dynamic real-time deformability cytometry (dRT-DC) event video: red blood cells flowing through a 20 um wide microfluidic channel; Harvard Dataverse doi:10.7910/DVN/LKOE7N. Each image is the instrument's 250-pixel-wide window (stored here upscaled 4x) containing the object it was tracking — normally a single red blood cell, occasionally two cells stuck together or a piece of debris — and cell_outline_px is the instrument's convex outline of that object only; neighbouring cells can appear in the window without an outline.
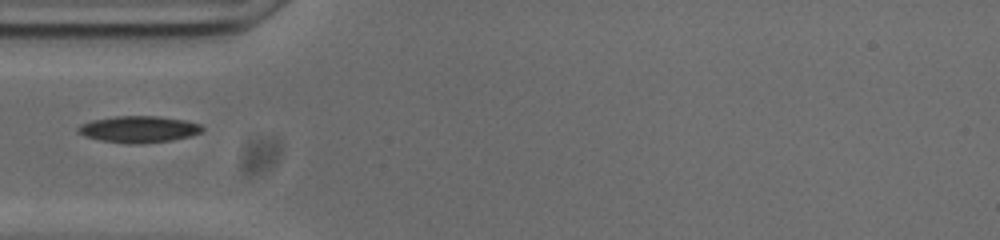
{"species": "common noctule bat (a hibernating species)", "species_latin": "Nyctalus noctula", "temperature_condition": "cold", "stored_images_in_passage": 38, "camera_frame_rate_fps": 3000, "um_per_image_px": 0.085, "animal": {"sex": "male", "body_mass_g": 20.0, "forearm_length_mm": 53.3}, "frame": {"image": 1, "passage_image": 1, "time_ms": 0.0, "image_size_px": [1000, 240], "cell_outline_px": [[204, 128], [200, 132], [188, 136], [172, 140], [136, 144], [100, 140], [76, 132], [76, 128], [80, 124], [92, 120], [116, 116], [160, 116], [184, 120], [200, 124]], "centroid_in_image_um": [11.77, 10.97], "position_along_channel_um": 73.2, "area_um2": 19.02}}
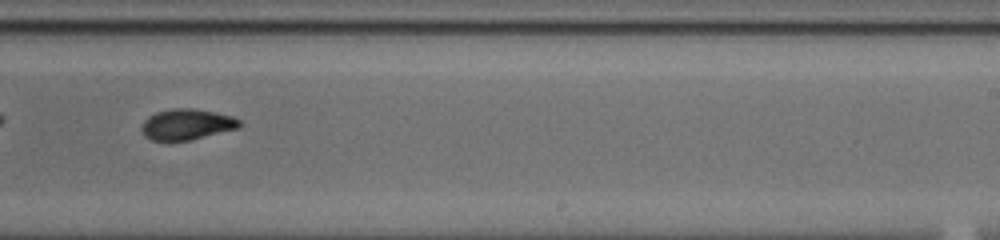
{"frame": {"image": 2, "passage_image": 17, "time_ms": 5.333, "image_size_px": [1000, 240], "cell_outline_px": [[244, 124], [240, 128], [188, 140], [152, 140], [144, 136], [140, 128], [144, 120], [148, 116], [156, 112], [172, 108], [192, 108], [216, 112], [232, 116], [240, 120]], "centroid_in_image_um": [15.89, 10.56], "position_along_channel_um": 273.1, "area_um2": 17.69}}
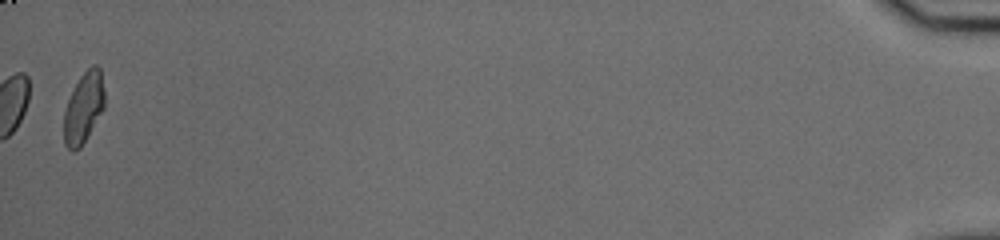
{"frame": {"image": 3, "passage_image": 38, "time_ms": 12.333, "image_size_px": [1000, 240], "cell_outline_px": [[104, 108], [80, 148], [76, 152], [72, 152], [64, 144], [64, 112], [68, 100], [80, 76], [92, 64], [96, 64], [100, 68], [104, 92]], "centroid_in_image_um": [7.1, 9.17], "position_along_channel_um": 428.1, "area_um2": 16.65}}